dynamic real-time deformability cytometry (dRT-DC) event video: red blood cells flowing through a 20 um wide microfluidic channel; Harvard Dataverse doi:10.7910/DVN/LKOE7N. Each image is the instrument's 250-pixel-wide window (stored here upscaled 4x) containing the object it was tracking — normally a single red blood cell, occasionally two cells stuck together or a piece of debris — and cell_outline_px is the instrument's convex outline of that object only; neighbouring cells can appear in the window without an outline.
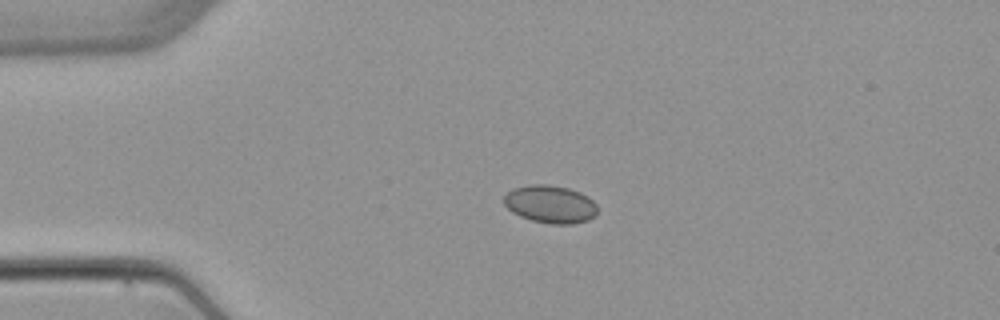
{"species": "common noctule bat (a hibernating species)", "species_latin": "Nyctalus noctula", "temperature_condition": "warm", "stored_images_in_passage": 4, "camera_frame_rate_fps": 3000, "um_per_image_px": 0.085, "animal": {"sex": "female", "body_mass_g": 22.7, "forearm_length_mm": 54.2}, "frame": {"image": 1, "passage_image": 4, "time_ms": 4.0, "image_size_px": [1000, 320], "cell_outline_px": [[596, 216], [588, 220], [572, 224], [552, 224], [532, 220], [520, 216], [512, 212], [504, 204], [504, 196], [512, 188], [528, 184], [548, 184], [568, 188], [580, 192], [588, 196], [596, 204]], "centroid_in_image_um": [46.77, 17.35], "position_along_channel_um": 38.2, "area_um2": 20.69}}